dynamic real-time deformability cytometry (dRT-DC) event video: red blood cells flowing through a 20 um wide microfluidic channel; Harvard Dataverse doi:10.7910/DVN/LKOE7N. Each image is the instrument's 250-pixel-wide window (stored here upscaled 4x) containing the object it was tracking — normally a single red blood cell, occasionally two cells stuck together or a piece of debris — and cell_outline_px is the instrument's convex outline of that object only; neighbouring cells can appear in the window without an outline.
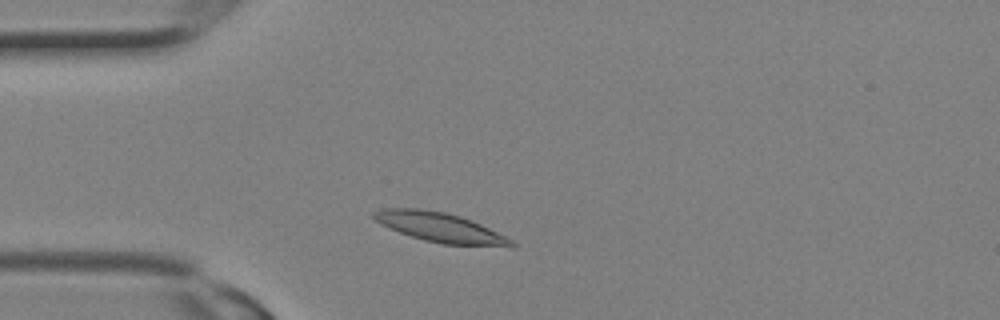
{"species": "Egyptian fruit bat (a non-hibernating species)", "species_latin": "Rousettus aegyptiacus", "temperature_condition": "room temperature", "stored_images_in_passage": 4, "camera_frame_rate_fps": 3000, "um_per_image_px": 0.085, "animal": {"sex": "female"}, "frame": {"image": 1, "passage_image": 3, "time_ms": 0.667, "image_size_px": [1000, 320], "cell_outline_px": [[516, 244], [512, 248], [444, 244], [424, 240], [400, 232], [380, 224], [372, 216], [372, 212], [380, 208], [420, 208], [444, 212], [460, 216], [472, 220], [512, 240]], "centroid_in_image_um": [37.43, 19.34], "position_along_channel_um": 47.6, "area_um2": 23.76}}